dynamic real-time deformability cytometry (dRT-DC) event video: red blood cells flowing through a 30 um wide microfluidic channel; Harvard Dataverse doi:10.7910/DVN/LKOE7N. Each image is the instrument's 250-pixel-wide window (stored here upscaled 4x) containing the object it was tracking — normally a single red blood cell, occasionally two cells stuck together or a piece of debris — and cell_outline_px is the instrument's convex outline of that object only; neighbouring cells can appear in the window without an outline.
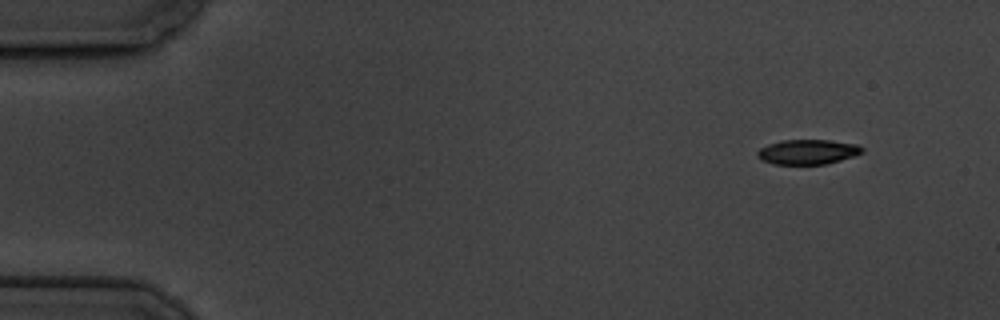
{"species": "common noctule bat (a hibernating species)", "species_latin": "Nyctalus noctula", "temperature_condition": "cold", "stored_images_in_passage": 4, "camera_frame_rate_fps": 3000, "um_per_image_px": 0.085, "animal": {"sex": "male", "body_mass_g": 19.5, "forearm_length_mm": 54.6}, "frame": {"image": 1, "passage_image": 1, "time_ms": 0.0, "image_size_px": [1000, 320], "cell_outline_px": [[864, 152], [856, 156], [824, 164], [772, 164], [760, 160], [756, 156], [756, 152], [760, 148], [768, 144], [780, 140], [828, 140], [860, 144], [864, 148]], "centroid_in_image_um": [68.66, 12.91], "position_along_channel_um": 16.3, "area_um2": 15.43}}